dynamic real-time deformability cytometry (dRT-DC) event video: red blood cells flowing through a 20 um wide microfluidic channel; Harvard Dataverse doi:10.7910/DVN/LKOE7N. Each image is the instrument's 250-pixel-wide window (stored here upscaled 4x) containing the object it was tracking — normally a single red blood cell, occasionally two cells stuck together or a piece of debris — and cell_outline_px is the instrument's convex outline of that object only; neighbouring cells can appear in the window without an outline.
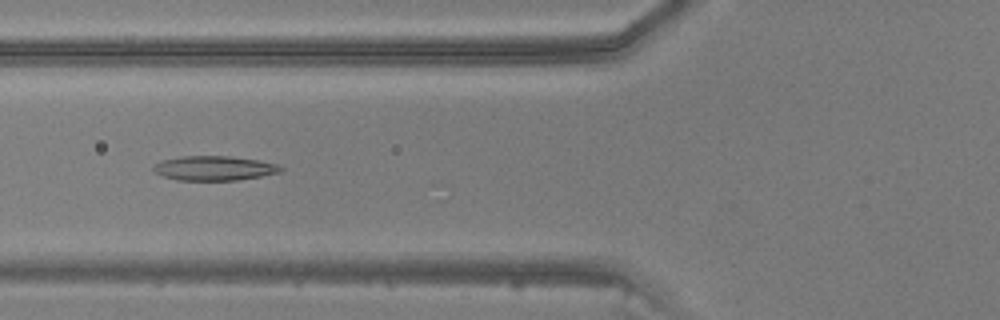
{"species": "common noctule bat (a hibernating species)", "species_latin": "Nyctalus noctula", "temperature_condition": "warm", "stored_images_in_passage": 41, "camera_frame_rate_fps": 3000, "um_per_image_px": 0.085, "animal": {"sex": "male", "body_mass_g": 20.5, "forearm_length_mm": 52.5}, "frame": {"image": 1, "passage_image": 13, "time_ms": 4.0, "image_size_px": [1000, 320], "cell_outline_px": [[284, 168], [280, 172], [260, 176], [236, 180], [176, 180], [164, 176], [156, 172], [152, 168], [160, 160], [184, 156], [228, 156], [260, 160], [276, 164]], "centroid_in_image_um": [18.21, 14.29], "position_along_channel_um": 107.6, "area_um2": 18.03}}
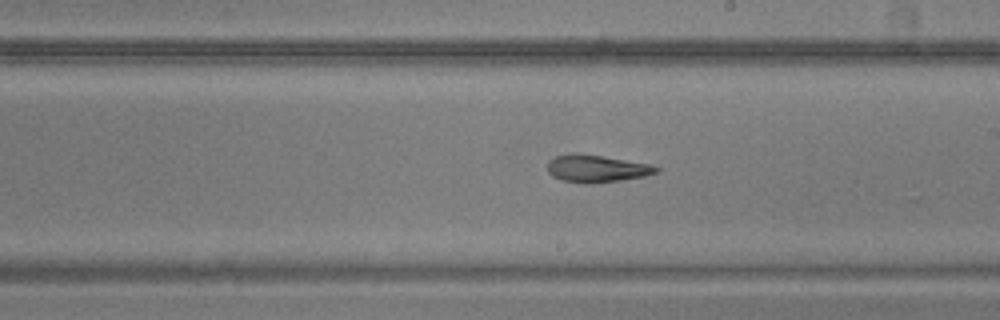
{"frame": {"image": 2, "passage_image": 22, "time_ms": 7.0, "image_size_px": [1000, 320], "cell_outline_px": [[660, 172], [644, 176], [620, 180], [592, 184], [580, 184], [560, 180], [552, 176], [548, 172], [548, 160], [556, 156], [572, 152], [576, 152], [604, 156], [652, 164], [660, 168]], "centroid_in_image_um": [50.7, 14.33], "position_along_channel_um": 238.3, "area_um2": 17.8}}
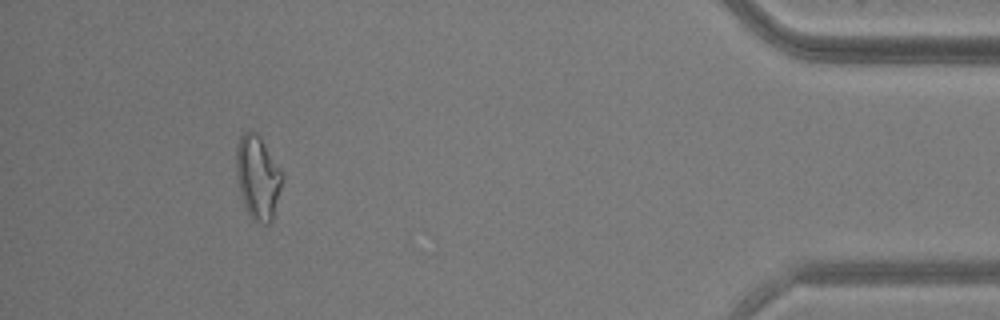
{"frame": {"image": 3, "passage_image": 38, "time_ms": 12.333, "image_size_px": [1000, 320], "cell_outline_px": [[284, 176], [272, 224], [264, 224], [252, 220], [244, 204], [240, 192], [236, 176], [236, 148], [240, 136], [244, 132], [256, 132], [260, 136], [280, 168]], "centroid_in_image_um": [21.92, 15.1], "position_along_channel_um": 413.3, "area_um2": 22.6}}